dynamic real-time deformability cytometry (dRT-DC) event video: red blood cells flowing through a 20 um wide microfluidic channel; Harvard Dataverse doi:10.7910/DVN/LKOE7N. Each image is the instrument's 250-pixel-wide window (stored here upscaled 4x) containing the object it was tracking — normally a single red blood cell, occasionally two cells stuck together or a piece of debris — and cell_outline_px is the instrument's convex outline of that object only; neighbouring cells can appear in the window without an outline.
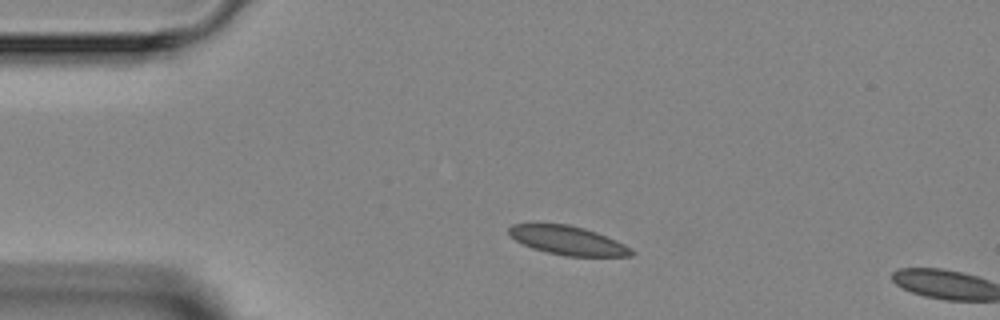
{"species": "Egyptian fruit bat (a non-hibernating species)", "species_latin": "Rousettus aegyptiacus", "temperature_condition": "room temperature", "stored_images_in_passage": 2, "camera_frame_rate_fps": 3000, "um_per_image_px": 0.085, "animal": {"sex": "female"}, "frame": {"image": 1, "passage_image": 1, "time_ms": 0.0, "image_size_px": [1000, 320], "cell_outline_px": [[636, 252], [632, 256], [564, 256], [532, 248], [516, 240], [508, 232], [508, 228], [512, 224], [568, 224], [584, 228], [596, 232], [616, 240], [632, 248]], "centroid_in_image_um": [48.31, 20.44], "position_along_channel_um": 36.7, "area_um2": 20.46}}